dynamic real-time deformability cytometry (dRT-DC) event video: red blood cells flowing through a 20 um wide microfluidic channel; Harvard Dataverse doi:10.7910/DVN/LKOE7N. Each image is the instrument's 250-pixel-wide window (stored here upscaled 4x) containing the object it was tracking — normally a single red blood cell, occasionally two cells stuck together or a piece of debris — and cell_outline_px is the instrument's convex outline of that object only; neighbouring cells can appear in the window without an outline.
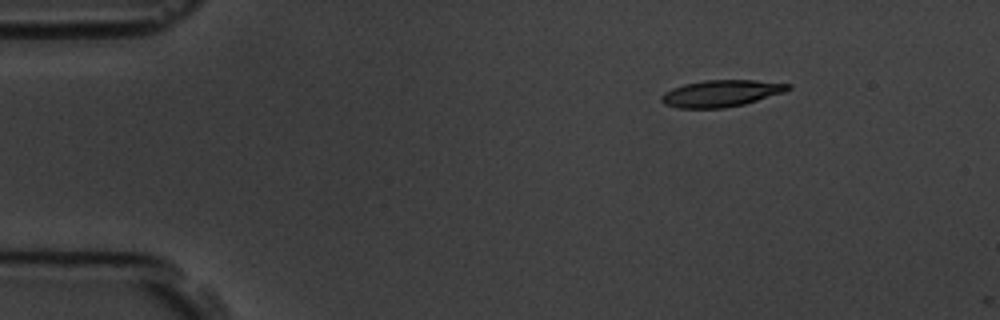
{"species": "common noctule bat (a hibernating species)", "species_latin": "Nyctalus noctula", "temperature_condition": "room temperature", "stored_images_in_passage": 2, "camera_frame_rate_fps": 3000, "um_per_image_px": 0.085, "animal": {"sex": "male", "body_mass_g": 19.5, "forearm_length_mm": 54.6}, "frame": {"image": 1, "passage_image": 1, "time_ms": 0.0, "image_size_px": [1000, 320], "cell_outline_px": [[792, 88], [784, 92], [744, 104], [724, 108], [676, 108], [664, 104], [660, 100], [660, 96], [664, 92], [672, 88], [684, 84], [704, 80], [756, 80], [792, 84]], "centroid_in_image_um": [61.28, 7.93], "position_along_channel_um": 23.7, "area_um2": 19.83}}